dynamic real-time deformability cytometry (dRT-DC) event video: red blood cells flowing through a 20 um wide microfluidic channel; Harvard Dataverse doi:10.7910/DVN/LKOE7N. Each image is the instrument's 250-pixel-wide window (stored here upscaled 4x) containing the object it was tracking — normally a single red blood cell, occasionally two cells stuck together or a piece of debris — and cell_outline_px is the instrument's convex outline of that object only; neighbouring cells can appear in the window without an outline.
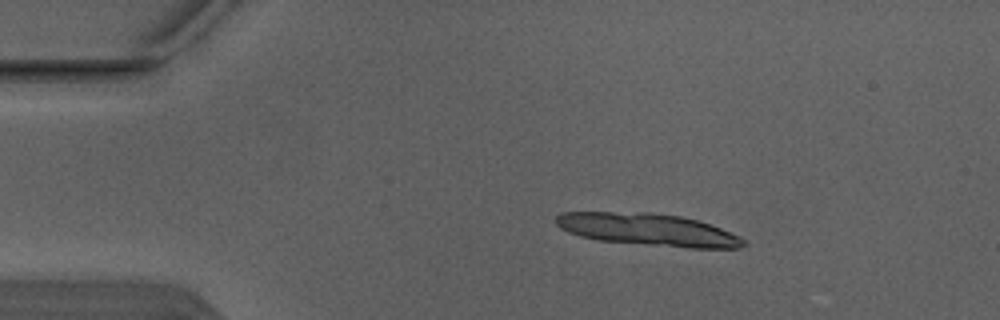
{"species": "Egyptian fruit bat (a non-hibernating species)", "species_latin": "Rousettus aegyptiacus", "temperature_condition": "warm", "stored_images_in_passage": 5, "camera_frame_rate_fps": 3000, "um_per_image_px": 0.085, "animal": {"sex": "male"}, "frame": {"image": 1, "passage_image": 2, "time_ms": 0.333, "image_size_px": [1000, 320], "cell_outline_px": [[748, 244], [740, 248], [688, 248], [600, 240], [580, 236], [568, 232], [560, 228], [556, 224], [556, 216], [560, 212], [652, 212], [680, 216], [696, 220], [720, 228], [740, 236]], "centroid_in_image_um": [55.08, 19.51], "position_along_channel_um": 29.9, "area_um2": 35.2}}
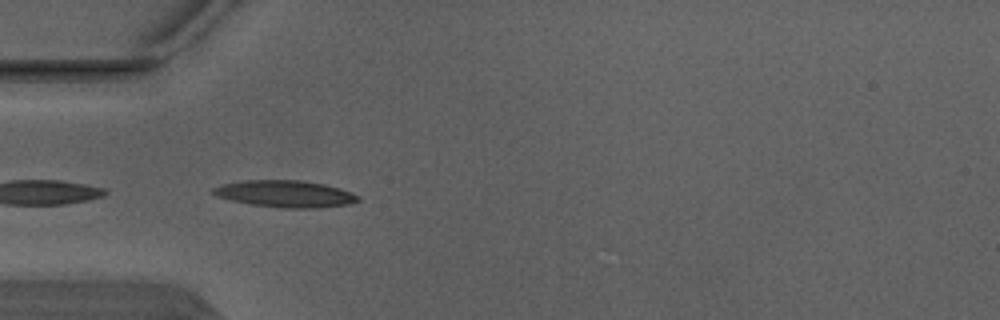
{"frame": {"image": 2, "passage_image": 4, "time_ms": 1.0, "image_size_px": [1000, 320], "cell_outline_px": [[360, 200], [348, 204], [316, 208], [280, 208], [252, 204], [232, 200], [216, 196], [208, 192], [212, 188], [224, 184], [244, 180], [300, 180], [324, 184], [352, 192], [360, 196]], "centroid_in_image_um": [24.23, 16.47], "position_along_channel_um": 60.8, "area_um2": 22.66}}
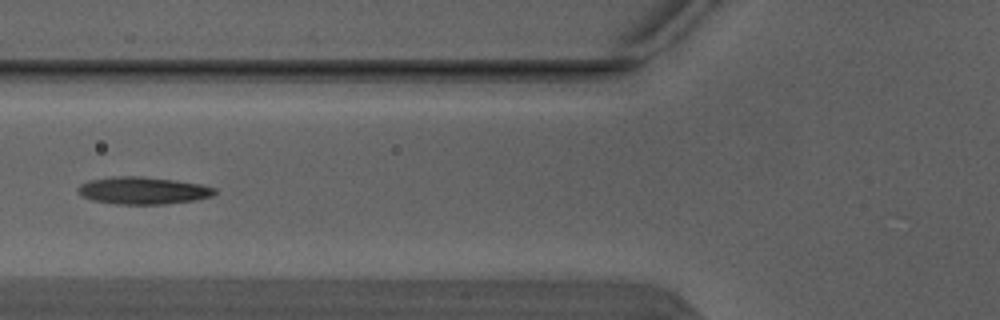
{"frame": {"image": 3, "passage_image": 5, "time_ms": 1.333, "image_size_px": [1000, 320], "cell_outline_px": [[216, 192], [212, 196], [192, 200], [164, 204], [116, 204], [92, 200], [76, 192], [76, 188], [80, 184], [88, 180], [112, 176], [140, 176], [176, 180], [200, 184], [216, 188]], "centroid_in_image_um": [12.11, 16.18], "position_along_channel_um": 113.7, "area_um2": 21.79}}